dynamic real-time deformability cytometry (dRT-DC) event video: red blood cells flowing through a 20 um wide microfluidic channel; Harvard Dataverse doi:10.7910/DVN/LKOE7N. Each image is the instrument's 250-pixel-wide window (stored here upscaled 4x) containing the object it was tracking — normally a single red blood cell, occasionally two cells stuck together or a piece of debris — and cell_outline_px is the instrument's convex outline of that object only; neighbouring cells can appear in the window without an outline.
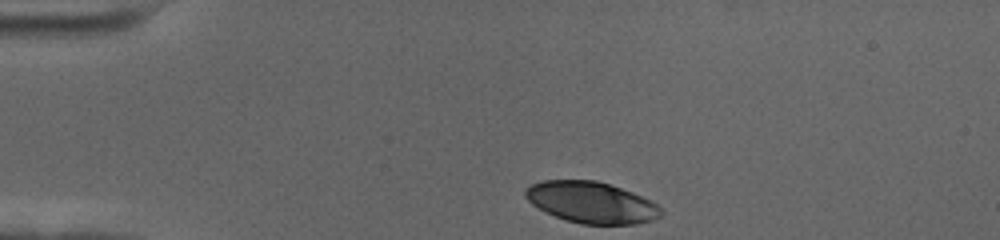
{"species": "human", "species_latin": "Homo sapiens", "temperature_condition": "cold", "stored_images_in_passage": 37, "camera_frame_rate_fps": 3000, "um_per_image_px": 0.085, "donor": {"sex": "female"}, "frame": {"image": 1, "passage_image": 1, "time_ms": 0.0, "image_size_px": [1000, 240], "cell_outline_px": [[664, 212], [660, 216], [652, 220], [636, 224], [580, 224], [564, 220], [532, 204], [524, 196], [524, 192], [532, 184], [544, 180], [596, 180], [632, 192], [656, 204]], "centroid_in_image_um": [50.27, 17.21], "position_along_channel_um": 34.7, "area_um2": 32.31}}
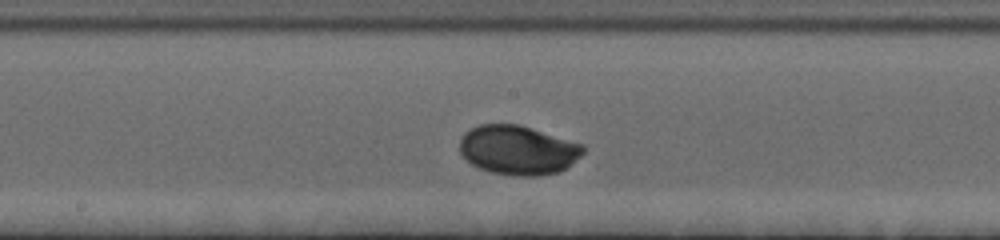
{"frame": {"image": 2, "passage_image": 20, "time_ms": 6.333, "image_size_px": [1000, 240], "cell_outline_px": [[584, 152], [580, 156], [560, 172], [536, 176], [512, 176], [492, 172], [480, 168], [472, 164], [460, 152], [460, 140], [464, 132], [480, 124], [520, 124], [584, 144]], "centroid_in_image_um": [44.04, 12.75], "position_along_channel_um": 204.2, "area_um2": 35.49}}
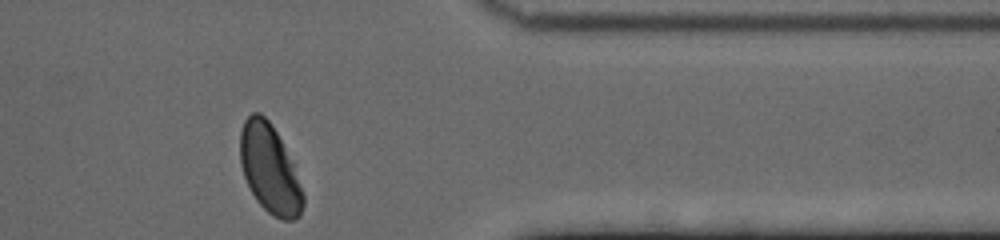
{"frame": {"image": 3, "passage_image": 37, "time_ms": 12.0, "image_size_px": [1000, 240], "cell_outline_px": [[304, 204], [300, 216], [292, 220], [280, 220], [268, 212], [256, 200], [244, 176], [240, 164], [240, 132], [244, 120], [252, 112], [260, 112], [268, 120], [276, 132], [292, 164], [304, 196]], "centroid_in_image_um": [22.9, 14.38], "position_along_channel_um": 388.5, "area_um2": 32.02}, "authors_computed_cell_mechanics": {"area_um2": 34.2176, "velocity_mm_per_s": 3.4775, "shape_relaxation_time_tau1_ms": 2.4301, "shape_relaxation_time_tau2_ms": null, "deformation_change_tau1": 0.1389, "deformation_change_tau2": null}}